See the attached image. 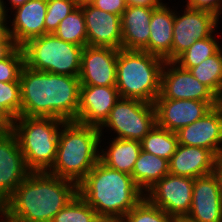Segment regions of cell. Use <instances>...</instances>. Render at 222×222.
Returning <instances> with one entry per match:
<instances>
[{"label":"cell","instance_id":"cell-1","mask_svg":"<svg viewBox=\"0 0 222 222\" xmlns=\"http://www.w3.org/2000/svg\"><path fill=\"white\" fill-rule=\"evenodd\" d=\"M78 194V185L49 173L30 172L0 208L4 222H52Z\"/></svg>","mask_w":222,"mask_h":222},{"label":"cell","instance_id":"cell-2","mask_svg":"<svg viewBox=\"0 0 222 222\" xmlns=\"http://www.w3.org/2000/svg\"><path fill=\"white\" fill-rule=\"evenodd\" d=\"M21 116L76 121L79 76L36 71L23 66L20 74Z\"/></svg>","mask_w":222,"mask_h":222},{"label":"cell","instance_id":"cell-3","mask_svg":"<svg viewBox=\"0 0 222 222\" xmlns=\"http://www.w3.org/2000/svg\"><path fill=\"white\" fill-rule=\"evenodd\" d=\"M78 194L98 215L125 216L145 196L131 175L100 161L78 184Z\"/></svg>","mask_w":222,"mask_h":222},{"label":"cell","instance_id":"cell-4","mask_svg":"<svg viewBox=\"0 0 222 222\" xmlns=\"http://www.w3.org/2000/svg\"><path fill=\"white\" fill-rule=\"evenodd\" d=\"M98 127L65 122L59 133L56 160L49 173L79 184L99 161Z\"/></svg>","mask_w":222,"mask_h":222},{"label":"cell","instance_id":"cell-5","mask_svg":"<svg viewBox=\"0 0 222 222\" xmlns=\"http://www.w3.org/2000/svg\"><path fill=\"white\" fill-rule=\"evenodd\" d=\"M165 60L146 51L119 49L116 87L121 98L154 104Z\"/></svg>","mask_w":222,"mask_h":222},{"label":"cell","instance_id":"cell-6","mask_svg":"<svg viewBox=\"0 0 222 222\" xmlns=\"http://www.w3.org/2000/svg\"><path fill=\"white\" fill-rule=\"evenodd\" d=\"M65 122L51 117L29 116H19L13 120L11 131L31 172H44L52 168L60 129Z\"/></svg>","mask_w":222,"mask_h":222},{"label":"cell","instance_id":"cell-7","mask_svg":"<svg viewBox=\"0 0 222 222\" xmlns=\"http://www.w3.org/2000/svg\"><path fill=\"white\" fill-rule=\"evenodd\" d=\"M21 48L25 66L33 70L67 76L80 75L82 46L48 33L27 41Z\"/></svg>","mask_w":222,"mask_h":222},{"label":"cell","instance_id":"cell-8","mask_svg":"<svg viewBox=\"0 0 222 222\" xmlns=\"http://www.w3.org/2000/svg\"><path fill=\"white\" fill-rule=\"evenodd\" d=\"M155 124L154 104L120 98L111 109L108 118L99 127V131L101 136L107 132L112 138L141 141Z\"/></svg>","mask_w":222,"mask_h":222},{"label":"cell","instance_id":"cell-9","mask_svg":"<svg viewBox=\"0 0 222 222\" xmlns=\"http://www.w3.org/2000/svg\"><path fill=\"white\" fill-rule=\"evenodd\" d=\"M173 25L172 61H175L183 52L192 46L196 40L218 33L221 23L213 12L185 7L177 11Z\"/></svg>","mask_w":222,"mask_h":222},{"label":"cell","instance_id":"cell-10","mask_svg":"<svg viewBox=\"0 0 222 222\" xmlns=\"http://www.w3.org/2000/svg\"><path fill=\"white\" fill-rule=\"evenodd\" d=\"M157 98L187 99L207 102L212 108L222 101L189 70L174 61H165L161 73L160 94Z\"/></svg>","mask_w":222,"mask_h":222},{"label":"cell","instance_id":"cell-11","mask_svg":"<svg viewBox=\"0 0 222 222\" xmlns=\"http://www.w3.org/2000/svg\"><path fill=\"white\" fill-rule=\"evenodd\" d=\"M193 187L194 178L167 174L145 193V197L175 220H180L189 213Z\"/></svg>","mask_w":222,"mask_h":222},{"label":"cell","instance_id":"cell-12","mask_svg":"<svg viewBox=\"0 0 222 222\" xmlns=\"http://www.w3.org/2000/svg\"><path fill=\"white\" fill-rule=\"evenodd\" d=\"M176 135L180 145L203 147L216 157L222 156V102Z\"/></svg>","mask_w":222,"mask_h":222},{"label":"cell","instance_id":"cell-13","mask_svg":"<svg viewBox=\"0 0 222 222\" xmlns=\"http://www.w3.org/2000/svg\"><path fill=\"white\" fill-rule=\"evenodd\" d=\"M30 172L16 136L9 131L0 139V208Z\"/></svg>","mask_w":222,"mask_h":222},{"label":"cell","instance_id":"cell-14","mask_svg":"<svg viewBox=\"0 0 222 222\" xmlns=\"http://www.w3.org/2000/svg\"><path fill=\"white\" fill-rule=\"evenodd\" d=\"M87 29V46L121 49V16L108 13L80 0Z\"/></svg>","mask_w":222,"mask_h":222},{"label":"cell","instance_id":"cell-15","mask_svg":"<svg viewBox=\"0 0 222 222\" xmlns=\"http://www.w3.org/2000/svg\"><path fill=\"white\" fill-rule=\"evenodd\" d=\"M116 86L80 85L77 123L100 127L120 99Z\"/></svg>","mask_w":222,"mask_h":222},{"label":"cell","instance_id":"cell-16","mask_svg":"<svg viewBox=\"0 0 222 222\" xmlns=\"http://www.w3.org/2000/svg\"><path fill=\"white\" fill-rule=\"evenodd\" d=\"M119 49L85 46L82 52L80 85L116 86Z\"/></svg>","mask_w":222,"mask_h":222},{"label":"cell","instance_id":"cell-17","mask_svg":"<svg viewBox=\"0 0 222 222\" xmlns=\"http://www.w3.org/2000/svg\"><path fill=\"white\" fill-rule=\"evenodd\" d=\"M187 222H222V195L214 173L194 179Z\"/></svg>","mask_w":222,"mask_h":222},{"label":"cell","instance_id":"cell-18","mask_svg":"<svg viewBox=\"0 0 222 222\" xmlns=\"http://www.w3.org/2000/svg\"><path fill=\"white\" fill-rule=\"evenodd\" d=\"M9 12L7 15L8 33L18 47L45 34L47 0H29Z\"/></svg>","mask_w":222,"mask_h":222},{"label":"cell","instance_id":"cell-19","mask_svg":"<svg viewBox=\"0 0 222 222\" xmlns=\"http://www.w3.org/2000/svg\"><path fill=\"white\" fill-rule=\"evenodd\" d=\"M154 106L156 124L172 132L194 123L212 109L207 102L168 98H156Z\"/></svg>","mask_w":222,"mask_h":222},{"label":"cell","instance_id":"cell-20","mask_svg":"<svg viewBox=\"0 0 222 222\" xmlns=\"http://www.w3.org/2000/svg\"><path fill=\"white\" fill-rule=\"evenodd\" d=\"M155 8L127 5L121 15V49L148 52L150 21Z\"/></svg>","mask_w":222,"mask_h":222},{"label":"cell","instance_id":"cell-21","mask_svg":"<svg viewBox=\"0 0 222 222\" xmlns=\"http://www.w3.org/2000/svg\"><path fill=\"white\" fill-rule=\"evenodd\" d=\"M216 156L208 149L178 144L168 161L169 174L197 178L214 171Z\"/></svg>","mask_w":222,"mask_h":222},{"label":"cell","instance_id":"cell-22","mask_svg":"<svg viewBox=\"0 0 222 222\" xmlns=\"http://www.w3.org/2000/svg\"><path fill=\"white\" fill-rule=\"evenodd\" d=\"M169 2L155 8L150 21L148 53L165 61H172L173 25L175 8Z\"/></svg>","mask_w":222,"mask_h":222},{"label":"cell","instance_id":"cell-23","mask_svg":"<svg viewBox=\"0 0 222 222\" xmlns=\"http://www.w3.org/2000/svg\"><path fill=\"white\" fill-rule=\"evenodd\" d=\"M140 151L141 141L101 136L99 161L111 169L131 175Z\"/></svg>","mask_w":222,"mask_h":222},{"label":"cell","instance_id":"cell-24","mask_svg":"<svg viewBox=\"0 0 222 222\" xmlns=\"http://www.w3.org/2000/svg\"><path fill=\"white\" fill-rule=\"evenodd\" d=\"M167 174H169L168 160L141 149L131 176L144 194Z\"/></svg>","mask_w":222,"mask_h":222},{"label":"cell","instance_id":"cell-25","mask_svg":"<svg viewBox=\"0 0 222 222\" xmlns=\"http://www.w3.org/2000/svg\"><path fill=\"white\" fill-rule=\"evenodd\" d=\"M178 146L176 132L159 127L157 124L141 140V149L158 157L170 160Z\"/></svg>","mask_w":222,"mask_h":222},{"label":"cell","instance_id":"cell-26","mask_svg":"<svg viewBox=\"0 0 222 222\" xmlns=\"http://www.w3.org/2000/svg\"><path fill=\"white\" fill-rule=\"evenodd\" d=\"M189 71L222 101V48Z\"/></svg>","mask_w":222,"mask_h":222},{"label":"cell","instance_id":"cell-27","mask_svg":"<svg viewBox=\"0 0 222 222\" xmlns=\"http://www.w3.org/2000/svg\"><path fill=\"white\" fill-rule=\"evenodd\" d=\"M53 34L66 42L82 47L87 46V29L80 4L60 21Z\"/></svg>","mask_w":222,"mask_h":222},{"label":"cell","instance_id":"cell-28","mask_svg":"<svg viewBox=\"0 0 222 222\" xmlns=\"http://www.w3.org/2000/svg\"><path fill=\"white\" fill-rule=\"evenodd\" d=\"M218 40L219 38H216L215 33L204 39L196 40L195 43L183 52L174 62L181 68L189 70L199 65L208 57L216 54L222 48Z\"/></svg>","mask_w":222,"mask_h":222},{"label":"cell","instance_id":"cell-29","mask_svg":"<svg viewBox=\"0 0 222 222\" xmlns=\"http://www.w3.org/2000/svg\"><path fill=\"white\" fill-rule=\"evenodd\" d=\"M97 212L77 194L53 218L52 222H95Z\"/></svg>","mask_w":222,"mask_h":222},{"label":"cell","instance_id":"cell-30","mask_svg":"<svg viewBox=\"0 0 222 222\" xmlns=\"http://www.w3.org/2000/svg\"><path fill=\"white\" fill-rule=\"evenodd\" d=\"M127 222H175L176 220L161 208L152 204L145 196L126 215Z\"/></svg>","mask_w":222,"mask_h":222},{"label":"cell","instance_id":"cell-31","mask_svg":"<svg viewBox=\"0 0 222 222\" xmlns=\"http://www.w3.org/2000/svg\"><path fill=\"white\" fill-rule=\"evenodd\" d=\"M0 108L12 120L21 116L20 82L0 81Z\"/></svg>","mask_w":222,"mask_h":222},{"label":"cell","instance_id":"cell-32","mask_svg":"<svg viewBox=\"0 0 222 222\" xmlns=\"http://www.w3.org/2000/svg\"><path fill=\"white\" fill-rule=\"evenodd\" d=\"M80 0H47V12L45 17V34L53 33L61 20L70 14Z\"/></svg>","mask_w":222,"mask_h":222},{"label":"cell","instance_id":"cell-33","mask_svg":"<svg viewBox=\"0 0 222 222\" xmlns=\"http://www.w3.org/2000/svg\"><path fill=\"white\" fill-rule=\"evenodd\" d=\"M24 65V53L21 47H17L6 59L0 60V81L20 82Z\"/></svg>","mask_w":222,"mask_h":222},{"label":"cell","instance_id":"cell-34","mask_svg":"<svg viewBox=\"0 0 222 222\" xmlns=\"http://www.w3.org/2000/svg\"><path fill=\"white\" fill-rule=\"evenodd\" d=\"M90 2L96 8L106 11L108 13L121 16L123 11L127 8L126 0H83Z\"/></svg>","mask_w":222,"mask_h":222},{"label":"cell","instance_id":"cell-35","mask_svg":"<svg viewBox=\"0 0 222 222\" xmlns=\"http://www.w3.org/2000/svg\"><path fill=\"white\" fill-rule=\"evenodd\" d=\"M185 2L186 5H183V7L207 10L222 18V0H185Z\"/></svg>","mask_w":222,"mask_h":222},{"label":"cell","instance_id":"cell-36","mask_svg":"<svg viewBox=\"0 0 222 222\" xmlns=\"http://www.w3.org/2000/svg\"><path fill=\"white\" fill-rule=\"evenodd\" d=\"M17 47L13 37L7 33L0 40V60L6 59Z\"/></svg>","mask_w":222,"mask_h":222},{"label":"cell","instance_id":"cell-37","mask_svg":"<svg viewBox=\"0 0 222 222\" xmlns=\"http://www.w3.org/2000/svg\"><path fill=\"white\" fill-rule=\"evenodd\" d=\"M127 5H140L150 8H157L164 4L163 0H126Z\"/></svg>","mask_w":222,"mask_h":222},{"label":"cell","instance_id":"cell-38","mask_svg":"<svg viewBox=\"0 0 222 222\" xmlns=\"http://www.w3.org/2000/svg\"><path fill=\"white\" fill-rule=\"evenodd\" d=\"M213 173L215 174L218 180L219 188L222 195V156L216 157Z\"/></svg>","mask_w":222,"mask_h":222},{"label":"cell","instance_id":"cell-39","mask_svg":"<svg viewBox=\"0 0 222 222\" xmlns=\"http://www.w3.org/2000/svg\"><path fill=\"white\" fill-rule=\"evenodd\" d=\"M95 222H127L125 216L98 215Z\"/></svg>","mask_w":222,"mask_h":222},{"label":"cell","instance_id":"cell-40","mask_svg":"<svg viewBox=\"0 0 222 222\" xmlns=\"http://www.w3.org/2000/svg\"><path fill=\"white\" fill-rule=\"evenodd\" d=\"M27 1L29 0H7V3L6 0H1L2 4H3V8H4V11L6 12V14L8 15L9 13V10H13L23 4H25ZM7 3V4H6ZM10 4V5H8ZM8 6H11V7H8Z\"/></svg>","mask_w":222,"mask_h":222},{"label":"cell","instance_id":"cell-41","mask_svg":"<svg viewBox=\"0 0 222 222\" xmlns=\"http://www.w3.org/2000/svg\"><path fill=\"white\" fill-rule=\"evenodd\" d=\"M13 120L0 108V125H12Z\"/></svg>","mask_w":222,"mask_h":222},{"label":"cell","instance_id":"cell-42","mask_svg":"<svg viewBox=\"0 0 222 222\" xmlns=\"http://www.w3.org/2000/svg\"><path fill=\"white\" fill-rule=\"evenodd\" d=\"M0 25H8L7 24V14L4 11L3 4L0 0Z\"/></svg>","mask_w":222,"mask_h":222},{"label":"cell","instance_id":"cell-43","mask_svg":"<svg viewBox=\"0 0 222 222\" xmlns=\"http://www.w3.org/2000/svg\"><path fill=\"white\" fill-rule=\"evenodd\" d=\"M12 125H0V139L11 131Z\"/></svg>","mask_w":222,"mask_h":222},{"label":"cell","instance_id":"cell-44","mask_svg":"<svg viewBox=\"0 0 222 222\" xmlns=\"http://www.w3.org/2000/svg\"><path fill=\"white\" fill-rule=\"evenodd\" d=\"M8 33L7 25H0V40Z\"/></svg>","mask_w":222,"mask_h":222},{"label":"cell","instance_id":"cell-45","mask_svg":"<svg viewBox=\"0 0 222 222\" xmlns=\"http://www.w3.org/2000/svg\"><path fill=\"white\" fill-rule=\"evenodd\" d=\"M175 222H187V221L180 219V220H176Z\"/></svg>","mask_w":222,"mask_h":222}]
</instances>
